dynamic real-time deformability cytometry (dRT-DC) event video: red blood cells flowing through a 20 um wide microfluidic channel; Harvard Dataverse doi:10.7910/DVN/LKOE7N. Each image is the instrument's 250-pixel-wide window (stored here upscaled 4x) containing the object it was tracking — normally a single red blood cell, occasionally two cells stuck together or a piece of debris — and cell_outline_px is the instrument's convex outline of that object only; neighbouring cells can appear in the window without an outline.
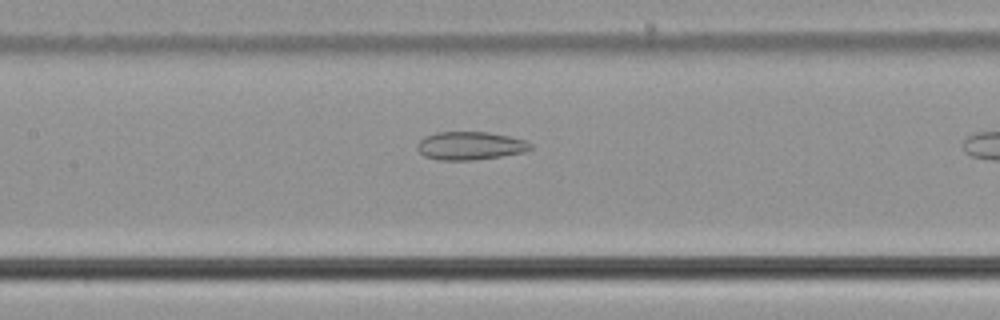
{"species": "common noctule bat (a hibernating species)", "species_latin": "Nyctalus noctula", "temperature_condition": "cold", "stored_images_in_passage": 10, "camera_frame_rate_fps": 3000, "um_per_image_px": 0.085, "animal": {"sex": "male", "body_mass_g": 21.5, "forearm_length_mm": 52.0}, "frame": {"image": 1, "passage_image": 9, "time_ms": 2.667, "image_size_px": [1000, 320], "cell_outline_px": [[532, 148], [524, 152], [500, 156], [472, 160], [436, 160], [424, 156], [416, 148], [416, 144], [424, 136], [436, 132], [488, 132], [508, 136], [524, 140], [532, 144]], "centroid_in_image_um": [39.92, 12.39], "position_along_channel_um": 167.5, "area_um2": 18.61}}